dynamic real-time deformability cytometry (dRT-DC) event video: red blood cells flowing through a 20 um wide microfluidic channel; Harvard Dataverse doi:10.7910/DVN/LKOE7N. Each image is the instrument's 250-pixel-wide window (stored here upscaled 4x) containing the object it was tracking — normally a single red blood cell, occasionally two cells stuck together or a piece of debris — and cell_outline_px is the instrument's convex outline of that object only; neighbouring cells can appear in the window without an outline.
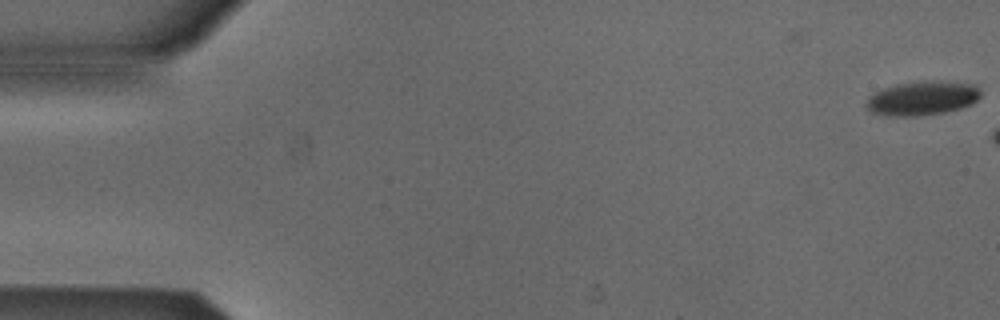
{"species": "Egyptian fruit bat (a non-hibernating species)", "species_latin": "Rousettus aegyptiacus", "temperature_condition": "cold", "stored_images_in_passage": 4, "camera_frame_rate_fps": 3000, "um_per_image_px": 0.085, "animal": {"sex": "male"}, "frame": {"image": 1, "passage_image": 4, "time_ms": 1.0, "image_size_px": [1000, 320], "cell_outline_px": [[980, 96], [972, 104], [960, 108], [944, 112], [916, 116], [884, 116], [872, 112], [864, 104], [868, 96], [884, 88], [896, 84], [924, 80], [944, 80], [976, 84], [980, 88]], "centroid_in_image_um": [78.4, 8.33], "position_along_channel_um": 6.6, "area_um2": 23.12}}